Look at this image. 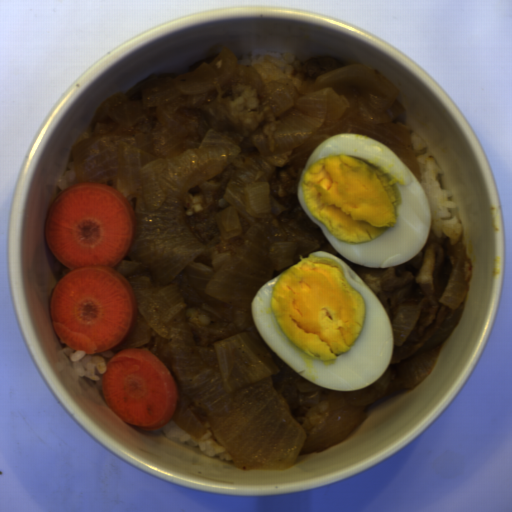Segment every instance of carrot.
<instances>
[{"label":"carrot","mask_w":512,"mask_h":512,"mask_svg":"<svg viewBox=\"0 0 512 512\" xmlns=\"http://www.w3.org/2000/svg\"><path fill=\"white\" fill-rule=\"evenodd\" d=\"M101 391L113 413L143 431L163 428L176 415L178 388L149 349L128 348L113 355L102 373Z\"/></svg>","instance_id":"2"},{"label":"carrot","mask_w":512,"mask_h":512,"mask_svg":"<svg viewBox=\"0 0 512 512\" xmlns=\"http://www.w3.org/2000/svg\"><path fill=\"white\" fill-rule=\"evenodd\" d=\"M135 214L118 189L95 182L58 193L47 216L49 250L70 271L52 289V329L68 347L85 354L123 345L138 310L129 282L113 267L135 238Z\"/></svg>","instance_id":"1"}]
</instances>
